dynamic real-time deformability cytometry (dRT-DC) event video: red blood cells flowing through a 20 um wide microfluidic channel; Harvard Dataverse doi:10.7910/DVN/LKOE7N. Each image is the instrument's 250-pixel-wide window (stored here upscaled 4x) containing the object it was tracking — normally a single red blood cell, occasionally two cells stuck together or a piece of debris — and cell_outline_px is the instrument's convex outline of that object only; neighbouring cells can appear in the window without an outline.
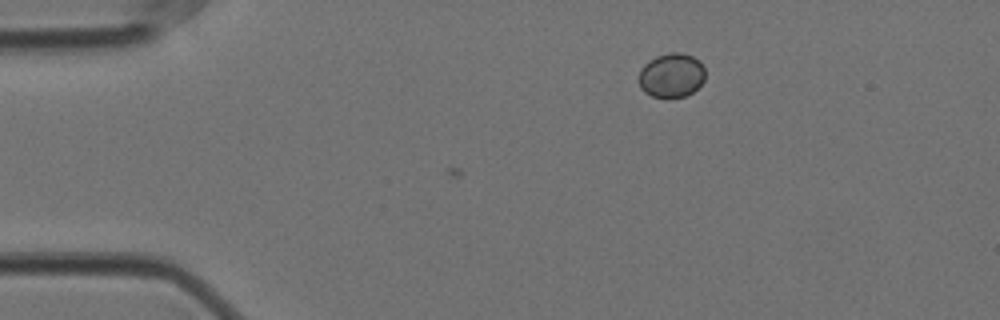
{"species": "Egyptian fruit bat (a non-hibernating species)", "species_latin": "Rousettus aegyptiacus", "temperature_condition": "cold", "stored_images_in_passage": 7, "camera_frame_rate_fps": 3000, "um_per_image_px": 0.085, "animal": {"sex": "female"}, "frame": {"image": 1, "passage_image": 7, "time_ms": 2.0, "image_size_px": [1000, 320], "cell_outline_px": [[704, 80], [692, 92], [684, 96], [652, 96], [644, 92], [640, 88], [640, 68], [648, 60], [656, 56], [668, 52], [680, 52], [692, 56], [700, 60], [704, 68]], "centroid_in_image_um": [57.07, 6.36], "position_along_channel_um": 27.9, "area_um2": 16.99}}